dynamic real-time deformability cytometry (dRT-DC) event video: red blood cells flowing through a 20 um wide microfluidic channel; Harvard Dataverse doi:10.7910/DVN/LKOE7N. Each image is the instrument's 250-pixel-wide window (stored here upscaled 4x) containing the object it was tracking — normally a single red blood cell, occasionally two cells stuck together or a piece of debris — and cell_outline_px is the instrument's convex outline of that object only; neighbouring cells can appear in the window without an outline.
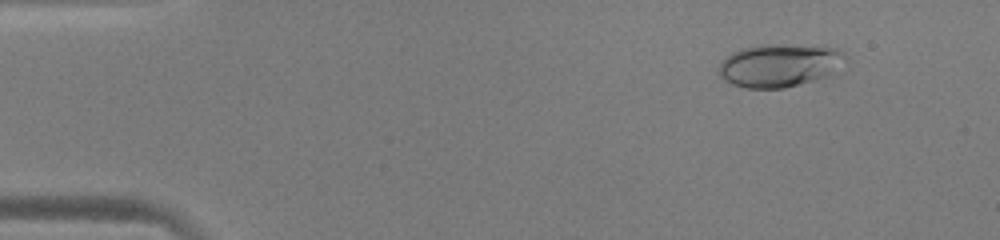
{"species": "human", "species_latin": "Homo sapiens", "temperature_condition": "warm", "stored_images_in_passage": 48, "camera_frame_rate_fps": 3000, "um_per_image_px": 0.085, "donor": {"sex": "male"}, "frame": {"image": 1, "passage_image": 2, "time_ms": 0.333, "image_size_px": [1000, 240], "cell_outline_px": [[844, 56], [832, 76], [784, 88], [748, 88], [732, 84], [724, 80], [720, 76], [720, 64], [732, 52], [740, 48], [764, 44], [780, 44], [836, 48], [844, 52]], "centroid_in_image_um": [66.24, 5.56], "position_along_channel_um": 18.8, "area_um2": 31.5}}
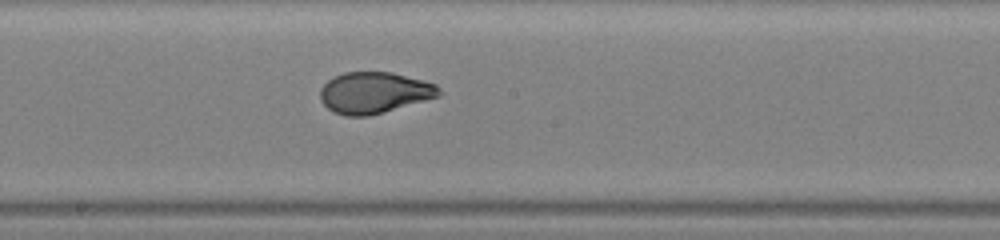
{"frame": {"image": 2, "passage_image": 25, "time_ms": 8.0, "image_size_px": [1000, 240], "cell_outline_px": [[444, 92], [440, 96], [384, 112], [368, 116], [344, 116], [328, 108], [320, 100], [320, 88], [332, 76], [344, 72], [392, 72], [424, 80], [436, 84]], "centroid_in_image_um": [31.83, 7.87], "position_along_channel_um": 216.4, "area_um2": 28.78}}
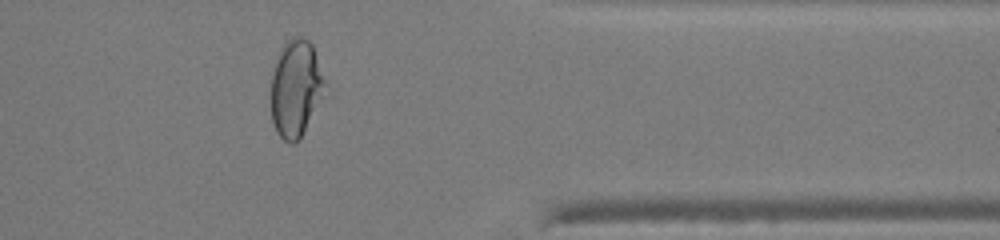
{"frame": {"image": 3, "passage_image": 39, "time_ms": 12.667, "image_size_px": [1000, 240], "cell_outline_px": [[328, 84], [300, 140], [296, 144], [288, 144], [276, 132], [272, 120], [272, 76], [276, 60], [284, 44], [292, 36], [300, 36], [308, 40], [312, 44]], "centroid_in_image_um": [25.17, 7.52], "position_along_channel_um": 386.2, "area_um2": 30.52}, "authors_computed_cell_mechanics": {"area_um2": 29.5069, "velocity_mm_per_s": 3.9571, "shape_relaxation_time_tau1_ms": 6.9149, "shape_relaxation_time_tau2_ms": null, "deformation_change_tau1": 0.2932, "deformation_change_tau2": null}}